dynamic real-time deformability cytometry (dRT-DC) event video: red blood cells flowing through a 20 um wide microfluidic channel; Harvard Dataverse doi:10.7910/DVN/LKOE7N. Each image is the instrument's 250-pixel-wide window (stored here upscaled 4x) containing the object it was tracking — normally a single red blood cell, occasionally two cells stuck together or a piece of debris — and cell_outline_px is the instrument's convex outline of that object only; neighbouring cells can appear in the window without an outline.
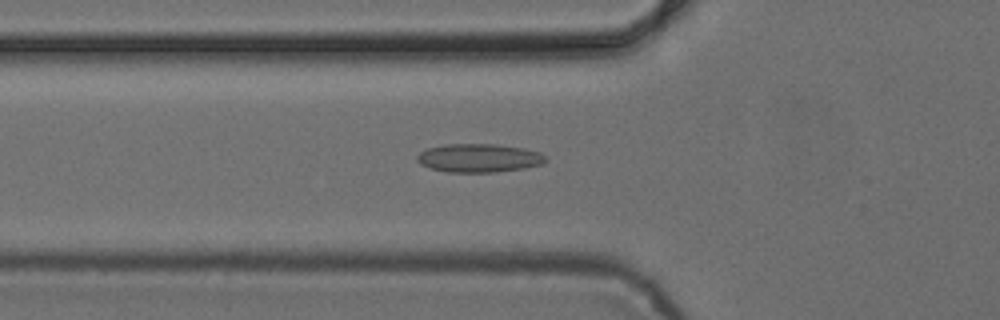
{"species": "common noctule bat (a hibernating species)", "species_latin": "Nyctalus noctula", "temperature_condition": "cold", "stored_images_in_passage": 49, "camera_frame_rate_fps": 3000, "um_per_image_px": 0.085, "animal": {"sex": "female", "body_mass_g": 24.6, "forearm_length_mm": 56.2}, "frame": {"image": 1, "passage_image": 19, "time_ms": 6.0, "image_size_px": [1000, 320], "cell_outline_px": [[548, 160], [540, 164], [524, 168], [496, 172], [448, 172], [432, 168], [420, 164], [416, 160], [416, 156], [420, 152], [428, 148], [444, 144], [496, 144], [524, 148], [540, 152]], "centroid_in_image_um": [40.7, 13.42], "position_along_channel_um": 85.1, "area_um2": 21.33}}
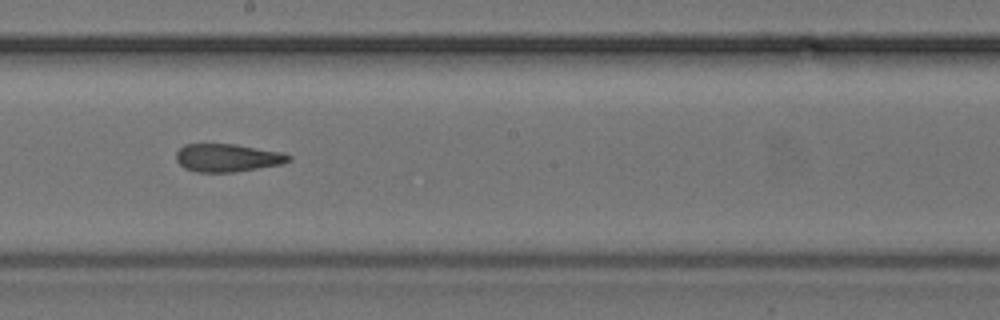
{"frame": {"image": 2, "passage_image": 30, "time_ms": 9.667, "image_size_px": [1000, 320], "cell_outline_px": [[292, 160], [280, 164], [236, 172], [196, 172], [184, 168], [176, 160], [176, 152], [184, 144], [236, 144], [280, 152], [292, 156]], "centroid_in_image_um": [19.31, 13.41], "position_along_channel_um": 228.9, "area_um2": 18.32}}
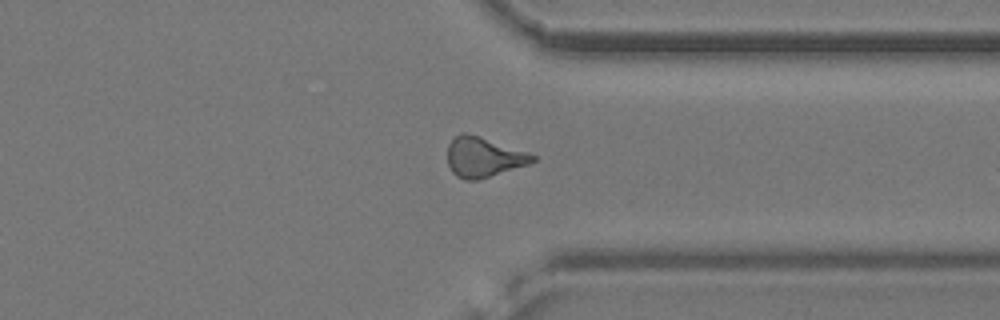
{"frame": {"image": 3, "passage_image": 41, "time_ms": 13.333, "image_size_px": [1000, 320], "cell_outline_px": [[536, 160], [528, 164], [476, 180], [464, 180], [456, 176], [452, 172], [448, 164], [448, 144], [460, 132], [464, 132], [480, 136], [528, 152], [536, 156]], "centroid_in_image_um": [41.08, 13.34], "position_along_channel_um": 370.3, "area_um2": 19.65}, "authors_computed_cell_mechanics": {"area_um2": 19.7098, "velocity_mm_per_s": 3.8944, "shape_relaxation_time_tau1_ms": null, "shape_relaxation_time_tau2_ms": 2.4531, "deformation_change_tau1": null, "deformation_change_tau2": 0.1035}}